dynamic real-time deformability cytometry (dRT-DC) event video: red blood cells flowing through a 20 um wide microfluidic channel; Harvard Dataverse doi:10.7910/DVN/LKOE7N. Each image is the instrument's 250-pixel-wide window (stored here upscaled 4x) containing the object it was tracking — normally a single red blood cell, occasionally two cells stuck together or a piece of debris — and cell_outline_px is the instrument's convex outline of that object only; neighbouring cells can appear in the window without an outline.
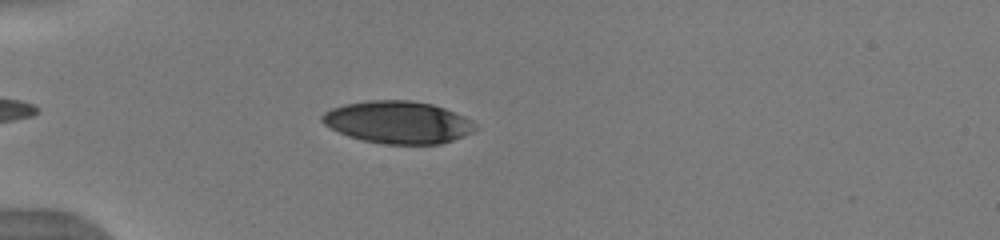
{"species": "human", "species_latin": "Homo sapiens", "temperature_condition": "warm", "stored_images_in_passage": 37, "camera_frame_rate_fps": 3000, "um_per_image_px": 0.085, "donor": {"sex": "male"}, "frame": {"image": 1, "passage_image": 5, "time_ms": 1.333, "image_size_px": [1000, 240], "cell_outline_px": [[476, 128], [472, 132], [464, 136], [440, 144], [384, 144], [364, 140], [348, 136], [324, 124], [320, 120], [320, 116], [324, 112], [332, 108], [344, 104], [368, 100], [412, 100], [432, 104], [444, 108], [464, 116], [472, 120], [476, 124]], "centroid_in_image_um": [33.83, 10.38], "position_along_channel_um": 51.2, "area_um2": 37.8}}
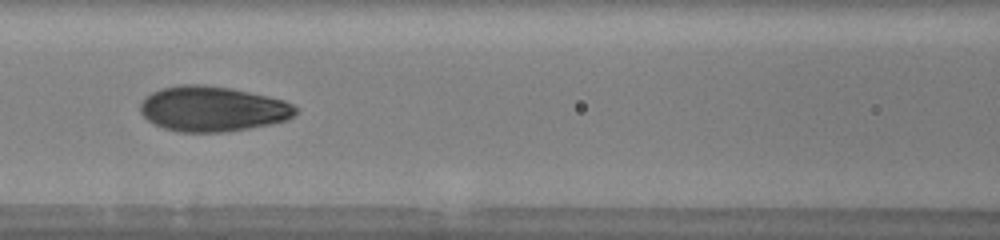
{"frame": {"image": 2, "passage_image": 14, "time_ms": 4.333, "image_size_px": [1000, 240], "cell_outline_px": [[296, 112], [288, 120], [272, 124], [248, 128], [220, 132], [180, 132], [164, 128], [148, 120], [140, 112], [140, 104], [152, 92], [160, 88], [180, 84], [204, 84], [232, 88], [268, 96], [284, 100], [292, 104], [296, 108]], "centroid_in_image_um": [18.07, 9.24], "position_along_channel_um": 148.5, "area_um2": 40.86}}
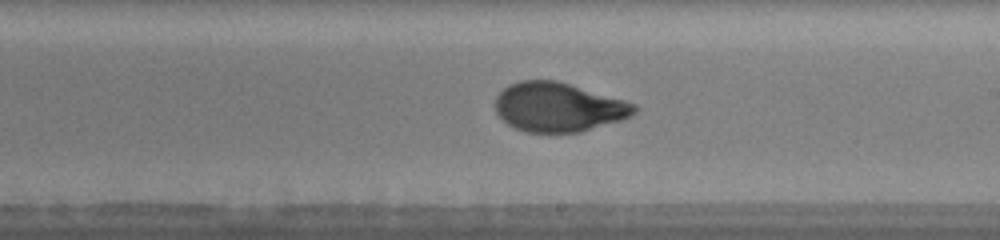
{"frame": {"image": 3, "passage_image": 21, "time_ms": 6.667, "image_size_px": [1000, 240], "cell_outline_px": [[640, 108], [632, 116], [620, 120], [580, 132], [528, 132], [516, 128], [508, 124], [496, 112], [496, 96], [508, 84], [520, 80], [556, 80], [624, 100], [636, 104]], "centroid_in_image_um": [47.48, 9.1], "position_along_channel_um": 241.5, "area_um2": 39.65}, "authors_computed_cell_mechanics": {"area_um2": 39.6508, "velocity_mm_per_s": 3.9895, "shape_relaxation_time_tau1_ms": 4.3162, "shape_relaxation_time_tau2_ms": null, "deformation_change_tau1": 0.2225, "deformation_change_tau2": null}}